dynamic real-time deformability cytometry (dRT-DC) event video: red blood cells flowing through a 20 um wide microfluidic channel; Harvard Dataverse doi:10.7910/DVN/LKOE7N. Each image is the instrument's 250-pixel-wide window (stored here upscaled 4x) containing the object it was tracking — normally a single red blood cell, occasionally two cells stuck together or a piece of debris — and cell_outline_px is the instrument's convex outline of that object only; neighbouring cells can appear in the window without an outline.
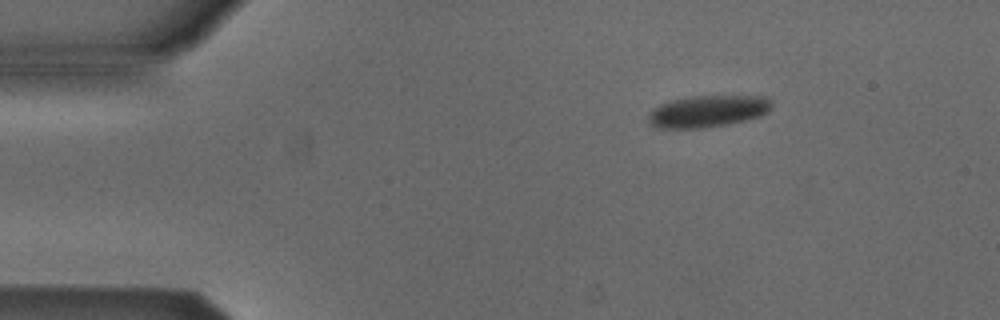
{"species": "Egyptian fruit bat (a non-hibernating species)", "species_latin": "Rousettus aegyptiacus", "temperature_condition": "cold", "stored_images_in_passage": 4, "camera_frame_rate_fps": 3000, "um_per_image_px": 0.085, "animal": {"sex": "male"}, "frame": {"image": 1, "passage_image": 2, "time_ms": 0.333, "image_size_px": [1000, 320], "cell_outline_px": [[772, 104], [768, 112], [760, 116], [744, 120], [704, 128], [656, 128], [648, 120], [648, 116], [660, 104], [672, 100], [692, 96], [764, 96], [772, 100]], "centroid_in_image_um": [60.19, 9.45], "position_along_channel_um": 24.8, "area_um2": 22.6}}